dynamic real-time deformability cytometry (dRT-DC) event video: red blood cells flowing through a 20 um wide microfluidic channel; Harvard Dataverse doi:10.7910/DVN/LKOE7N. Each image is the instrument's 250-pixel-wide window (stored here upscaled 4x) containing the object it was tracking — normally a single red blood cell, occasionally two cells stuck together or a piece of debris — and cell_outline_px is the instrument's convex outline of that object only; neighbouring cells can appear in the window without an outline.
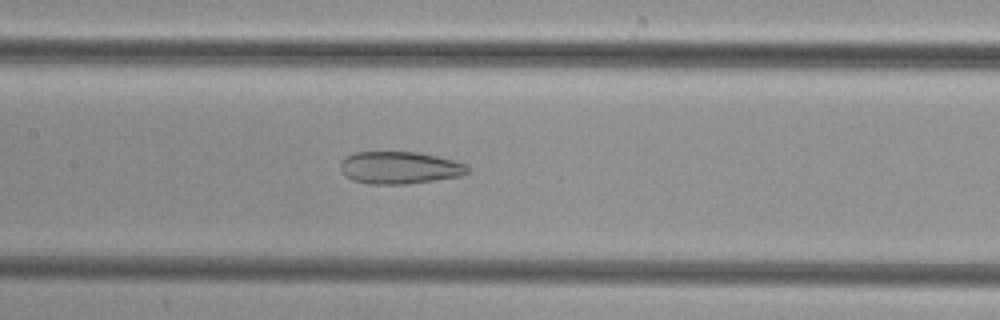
{"species": "common noctule bat (a hibernating species)", "species_latin": "Nyctalus noctula", "temperature_condition": "cold", "stored_images_in_passage": 36, "camera_frame_rate_fps": 3000, "um_per_image_px": 0.085, "animal": {"sex": "female", "body_mass_g": 29.2, "forearm_length_mm": 56.3}, "frame": {"image": 1, "passage_image": 16, "time_ms": 5.0, "image_size_px": [1000, 320], "cell_outline_px": [[468, 172], [460, 176], [408, 184], [368, 184], [352, 180], [344, 176], [340, 168], [340, 164], [344, 156], [352, 152], [416, 152], [436, 156], [468, 164]], "centroid_in_image_um": [33.91, 14.25], "position_along_channel_um": 173.5, "area_um2": 24.1}}
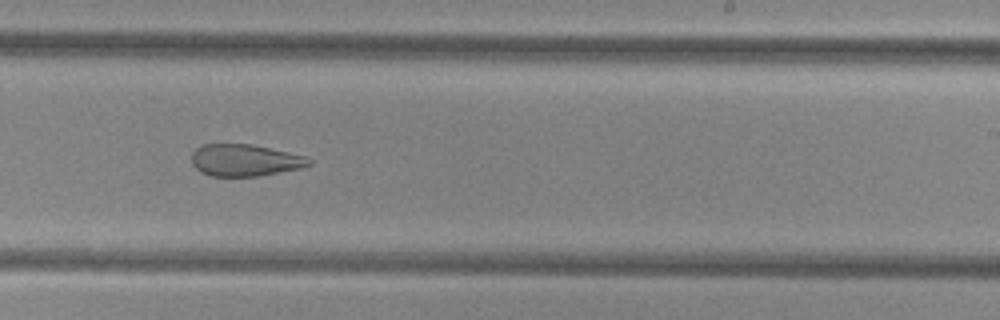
{"frame": {"image": 2, "passage_image": 23, "time_ms": 7.333, "image_size_px": [1000, 320], "cell_outline_px": [[312, 164], [300, 168], [260, 176], [212, 176], [200, 172], [192, 164], [192, 152], [200, 144], [252, 144], [308, 156], [312, 160]], "centroid_in_image_um": [20.83, 13.61], "position_along_channel_um": 268.2, "area_um2": 22.02}}
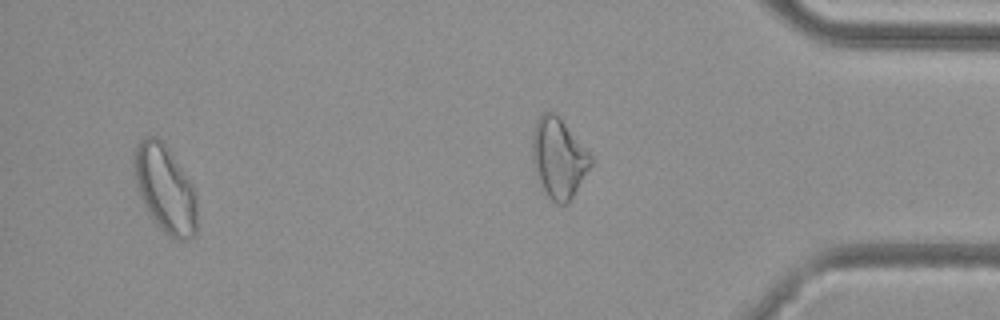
{"frame": {"image": 3, "passage_image": 33, "time_ms": 10.667, "image_size_px": [1000, 320], "cell_outline_px": [[196, 236], [184, 240], [176, 240], [168, 236], [148, 216], [136, 184], [132, 164], [136, 144], [140, 140], [148, 136], [156, 136], [168, 148], [196, 188]], "centroid_in_image_um": [14.03, 16.07], "position_along_channel_um": 421.2, "area_um2": 32.6}}